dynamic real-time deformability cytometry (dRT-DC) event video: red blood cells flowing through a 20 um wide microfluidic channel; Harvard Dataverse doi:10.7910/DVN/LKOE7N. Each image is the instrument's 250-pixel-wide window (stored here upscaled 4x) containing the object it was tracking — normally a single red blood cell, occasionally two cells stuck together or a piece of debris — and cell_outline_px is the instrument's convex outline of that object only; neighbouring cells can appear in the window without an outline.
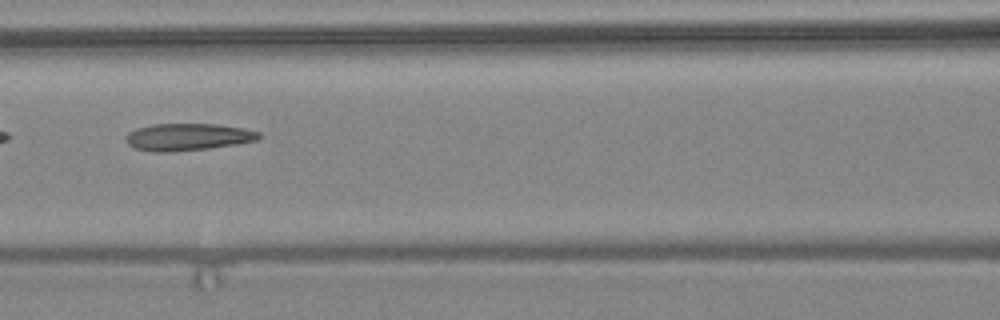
{"species": "common noctule bat (a hibernating species)", "species_latin": "Nyctalus noctula", "temperature_condition": "warm", "stored_images_in_passage": 31, "camera_frame_rate_fps": 3000, "um_per_image_px": 0.085, "animal": {"sex": "female", "body_mass_g": 24.6, "forearm_length_mm": 56.2}, "frame": {"image": 1, "passage_image": 10, "time_ms": 3.0, "image_size_px": [1000, 320], "cell_outline_px": [[260, 140], [240, 144], [208, 148], [172, 152], [152, 152], [136, 148], [128, 144], [124, 140], [124, 136], [128, 132], [136, 128], [152, 124], [216, 124], [244, 128], [260, 132]], "centroid_in_image_um": [15.96, 11.64], "position_along_channel_um": 150.6, "area_um2": 21.33}}
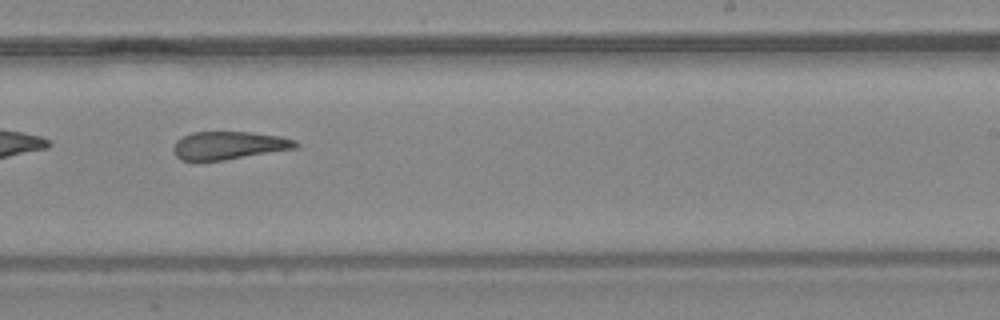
{"frame": {"image": 2, "passage_image": 18, "time_ms": 5.667, "image_size_px": [1000, 320], "cell_outline_px": [[300, 148], [200, 164], [192, 164], [180, 160], [172, 152], [172, 148], [176, 140], [192, 132], [248, 132], [280, 136], [296, 140], [300, 144]], "centroid_in_image_um": [19.4, 12.41], "position_along_channel_um": 269.6, "area_um2": 20.92}}